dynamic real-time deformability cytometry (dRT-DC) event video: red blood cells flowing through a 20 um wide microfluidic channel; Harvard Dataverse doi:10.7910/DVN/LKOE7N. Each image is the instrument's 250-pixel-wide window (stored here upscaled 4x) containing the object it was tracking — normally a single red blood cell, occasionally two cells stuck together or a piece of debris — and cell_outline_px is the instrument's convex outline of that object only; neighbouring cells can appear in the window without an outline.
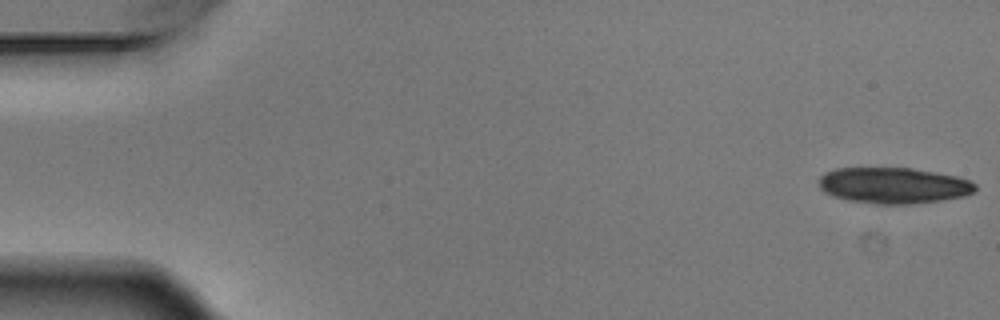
{"species": "Egyptian fruit bat (a non-hibernating species)", "species_latin": "Rousettus aegyptiacus", "temperature_condition": "warm", "stored_images_in_passage": 5, "camera_frame_rate_fps": 3000, "um_per_image_px": 0.085, "animal": {"sex": "male"}, "frame": {"image": 1, "passage_image": 1, "time_ms": 0.0, "image_size_px": [1000, 320], "cell_outline_px": [[976, 188], [972, 192], [964, 196], [944, 200], [912, 204], [876, 204], [848, 200], [832, 196], [824, 192], [820, 188], [816, 180], [824, 172], [836, 168], [912, 168], [936, 172], [956, 176], [972, 180], [976, 184]], "centroid_in_image_um": [75.93, 15.76], "position_along_channel_um": 9.1, "area_um2": 33.23}}